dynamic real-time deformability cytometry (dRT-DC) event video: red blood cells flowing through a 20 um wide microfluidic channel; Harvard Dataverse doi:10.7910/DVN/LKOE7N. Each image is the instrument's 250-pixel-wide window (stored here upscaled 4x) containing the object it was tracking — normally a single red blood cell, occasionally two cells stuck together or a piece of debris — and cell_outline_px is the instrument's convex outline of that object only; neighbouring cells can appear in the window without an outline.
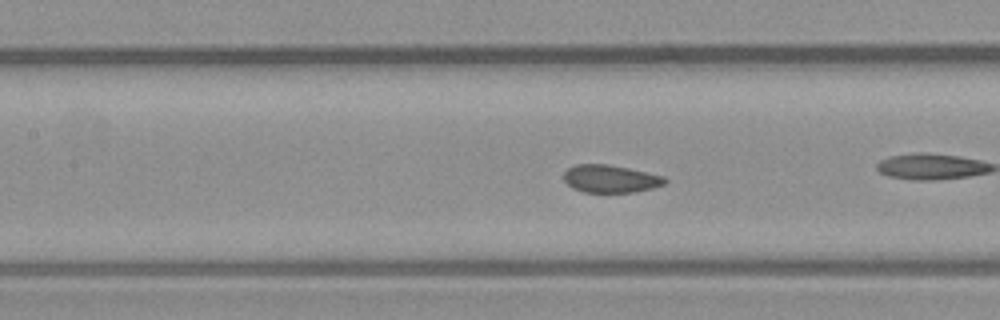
{"species": "common noctule bat (a hibernating species)", "species_latin": "Nyctalus noctula", "temperature_condition": "warm", "stored_images_in_passage": 57, "camera_frame_rate_fps": 3000, "um_per_image_px": 0.085, "animal": {"sex": "male", "body_mass_g": 23.1, "forearm_length_mm": 52.7}, "frame": {"image": 1, "passage_image": 25, "time_ms": 8.0, "image_size_px": [1000, 320], "cell_outline_px": [[668, 180], [664, 184], [652, 188], [636, 192], [584, 192], [572, 188], [564, 180], [564, 172], [568, 168], [576, 164], [608, 164], [628, 168], [664, 176]], "centroid_in_image_um": [51.89, 15.19], "position_along_channel_um": 155.5, "area_um2": 16.3}}